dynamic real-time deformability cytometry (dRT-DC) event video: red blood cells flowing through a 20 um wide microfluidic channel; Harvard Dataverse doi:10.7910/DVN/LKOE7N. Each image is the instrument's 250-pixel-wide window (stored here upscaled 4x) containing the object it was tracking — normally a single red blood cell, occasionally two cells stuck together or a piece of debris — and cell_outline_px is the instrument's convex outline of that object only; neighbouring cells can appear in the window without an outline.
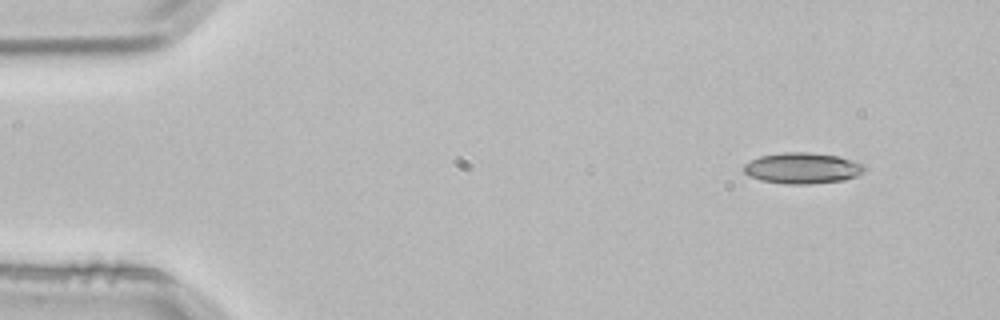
{"species": "common noctule bat (a hibernating species)", "species_latin": "Nyctalus noctula", "temperature_condition": "room temperature", "stored_images_in_passage": 3, "camera_frame_rate_fps": 3000, "um_per_image_px": 0.085, "animal": {"sex": "male", "body_mass_g": 21.5, "forearm_length_mm": 52.0}, "frame": {"image": 1, "passage_image": 1, "time_ms": 0.0, "image_size_px": [1000, 320], "cell_outline_px": [[864, 172], [856, 176], [844, 180], [808, 184], [784, 184], [760, 180], [748, 176], [744, 172], [744, 164], [760, 156], [784, 152], [812, 152], [836, 156], [852, 160], [864, 164]], "centroid_in_image_um": [68.19, 14.29], "position_along_channel_um": 16.8, "area_um2": 21.79}}
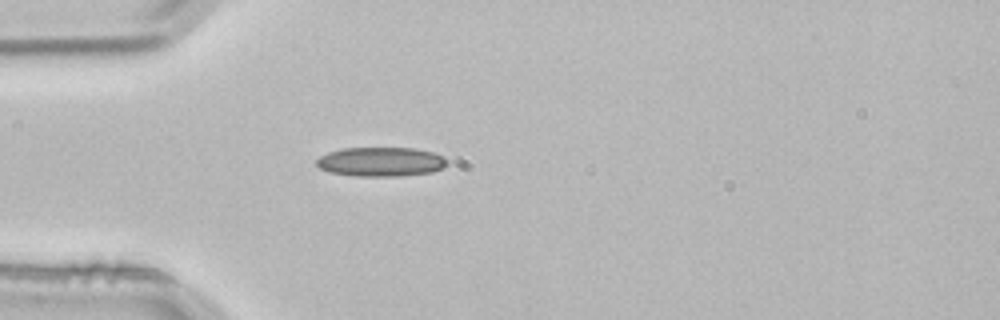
{"frame": {"image": 2, "passage_image": 3, "time_ms": 0.667, "image_size_px": [1000, 320], "cell_outline_px": [[448, 164], [444, 168], [432, 172], [400, 176], [356, 176], [328, 172], [320, 168], [316, 164], [316, 160], [320, 156], [328, 152], [344, 148], [412, 148], [432, 152], [444, 156], [448, 160]], "centroid_in_image_um": [32.39, 13.75], "position_along_channel_um": 52.6, "area_um2": 22.43}}